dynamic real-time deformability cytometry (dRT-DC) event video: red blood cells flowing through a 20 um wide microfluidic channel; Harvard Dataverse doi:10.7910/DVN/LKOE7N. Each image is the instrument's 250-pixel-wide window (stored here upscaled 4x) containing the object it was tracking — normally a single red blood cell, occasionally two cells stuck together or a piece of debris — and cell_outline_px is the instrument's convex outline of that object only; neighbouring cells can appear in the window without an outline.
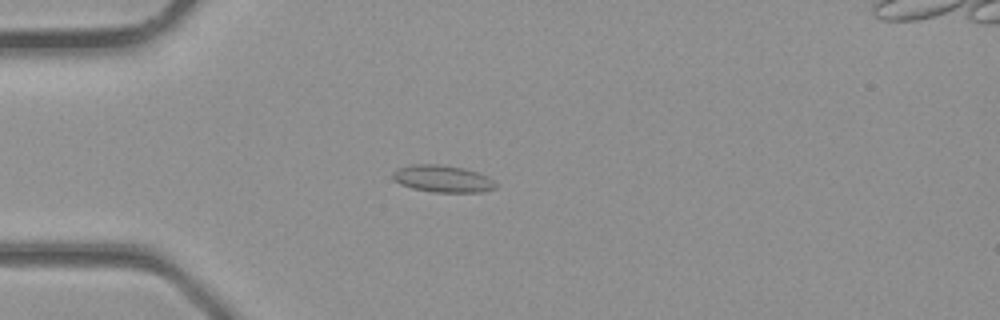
{"species": "common noctule bat (a hibernating species)", "species_latin": "Nyctalus noctula", "temperature_condition": "room temperature", "stored_images_in_passage": 3, "camera_frame_rate_fps": 3000, "um_per_image_px": 0.085, "animal": {"sex": "male", "body_mass_g": 23.1, "forearm_length_mm": 52.7}, "frame": {"image": 1, "passage_image": 2, "time_ms": 0.333, "image_size_px": [1000, 320], "cell_outline_px": [[496, 188], [480, 192], [432, 192], [412, 188], [400, 184], [392, 176], [392, 172], [396, 168], [412, 164], [436, 164], [464, 168], [488, 176], [496, 184]], "centroid_in_image_um": [37.6, 15.19], "position_along_channel_um": 47.4, "area_um2": 16.18}}